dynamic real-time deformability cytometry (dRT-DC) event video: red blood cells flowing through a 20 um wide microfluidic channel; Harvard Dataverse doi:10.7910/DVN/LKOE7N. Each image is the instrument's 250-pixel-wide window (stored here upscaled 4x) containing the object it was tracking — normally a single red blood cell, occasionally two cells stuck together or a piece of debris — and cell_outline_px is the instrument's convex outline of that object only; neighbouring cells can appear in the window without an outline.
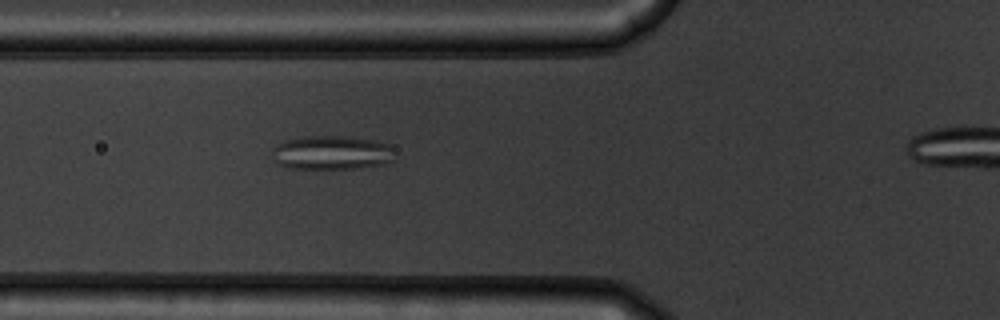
{"species": "common noctule bat (a hibernating species)", "species_latin": "Nyctalus noctula", "temperature_condition": "warm", "stored_images_in_passage": 40, "camera_frame_rate_fps": 3000, "um_per_image_px": 0.085, "animal": {"sex": "male", "body_mass_g": 19.5, "forearm_length_mm": 54.6}, "frame": {"image": 1, "passage_image": 12, "time_ms": 3.667, "image_size_px": [1000, 320], "cell_outline_px": [[396, 160], [388, 164], [356, 168], [292, 168], [280, 164], [272, 160], [272, 148], [276, 144], [284, 140], [304, 136], [348, 136], [372, 140], [388, 144], [392, 148]], "centroid_in_image_um": [28.21, 12.97], "position_along_channel_um": 97.6, "area_um2": 24.57}}
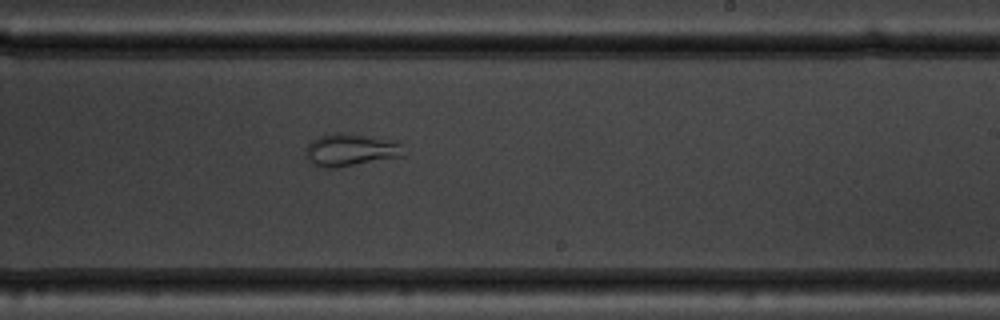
{"frame": {"image": 2, "passage_image": 25, "time_ms": 8.0, "image_size_px": [1000, 320], "cell_outline_px": [[404, 156], [336, 168], [320, 168], [312, 164], [308, 160], [308, 144], [312, 140], [320, 136], [336, 132], [340, 132], [392, 140], [400, 144]], "centroid_in_image_um": [29.78, 12.76], "position_along_channel_um": 259.2, "area_um2": 18.26}}
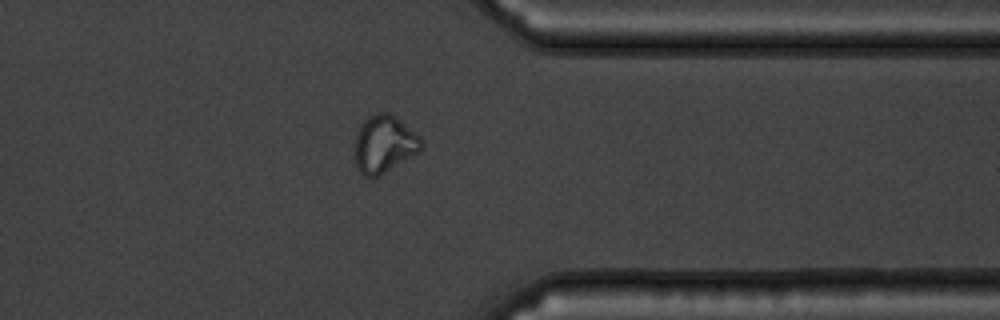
{"frame": {"image": 3, "passage_image": 35, "time_ms": 11.333, "image_size_px": [1000, 320], "cell_outline_px": [[424, 148], [420, 152], [380, 176], [364, 176], [360, 172], [356, 164], [352, 144], [360, 124], [368, 116], [376, 112], [388, 112], [396, 116], [420, 136], [424, 144]], "centroid_in_image_um": [32.65, 12.24], "position_along_channel_um": 378.7, "area_um2": 22.95}}